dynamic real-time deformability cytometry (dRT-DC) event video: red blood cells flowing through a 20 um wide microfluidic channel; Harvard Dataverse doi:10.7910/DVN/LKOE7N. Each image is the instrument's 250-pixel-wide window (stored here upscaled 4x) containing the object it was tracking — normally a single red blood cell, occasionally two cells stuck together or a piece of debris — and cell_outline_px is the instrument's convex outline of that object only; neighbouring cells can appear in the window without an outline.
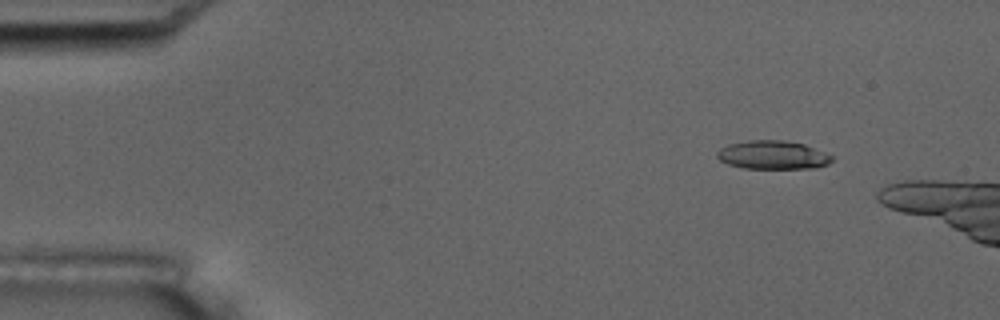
{"species": "common noctule bat (a hibernating species)", "species_latin": "Nyctalus noctula", "temperature_condition": "room temperature", "stored_images_in_passage": 4, "camera_frame_rate_fps": 3000, "um_per_image_px": 0.085, "animal": {"sex": "male", "body_mass_g": 17.5, "forearm_length_mm": 52.3}, "frame": {"image": 1, "passage_image": 1, "time_ms": 0.0, "image_size_px": [1000, 320], "cell_outline_px": [[832, 160], [828, 164], [816, 168], [744, 168], [728, 164], [720, 160], [716, 156], [716, 152], [720, 148], [728, 144], [748, 140], [784, 140], [804, 144], [824, 152], [832, 156]], "centroid_in_image_um": [65.66, 13.17], "position_along_channel_um": 19.3, "area_um2": 19.07}}